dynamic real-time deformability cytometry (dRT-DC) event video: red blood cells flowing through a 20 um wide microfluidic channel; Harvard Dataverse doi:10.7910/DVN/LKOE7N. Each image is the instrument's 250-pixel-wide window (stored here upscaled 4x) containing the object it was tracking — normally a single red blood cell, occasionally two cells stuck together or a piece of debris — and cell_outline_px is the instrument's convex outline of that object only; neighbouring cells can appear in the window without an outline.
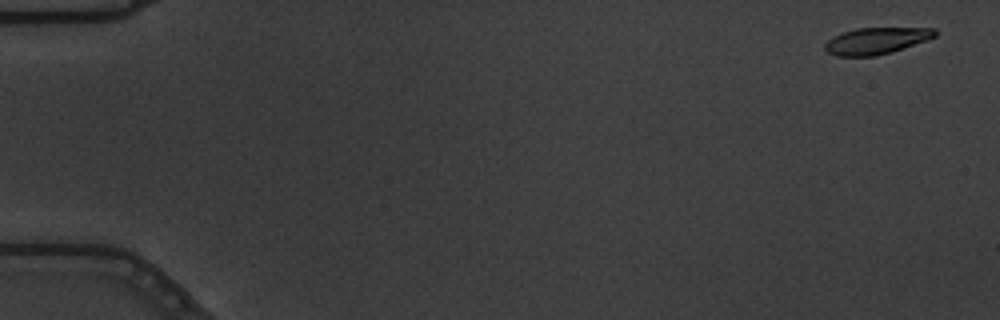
{"species": "common noctule bat (a hibernating species)", "species_latin": "Nyctalus noctula", "temperature_condition": "warm", "stored_images_in_passage": 57, "camera_frame_rate_fps": 3000, "um_per_image_px": 0.085, "animal": {"sex": "male", "body_mass_g": 19.5, "forearm_length_mm": 54.6}, "frame": {"image": 1, "passage_image": 3, "time_ms": 0.667, "image_size_px": [1000, 320], "cell_outline_px": [[936, 36], [928, 40], [892, 52], [876, 56], [836, 56], [828, 52], [824, 48], [824, 44], [828, 40], [844, 32], [856, 28], [936, 28]], "centroid_in_image_um": [74.51, 3.47], "position_along_channel_um": 10.5, "area_um2": 16.99}}
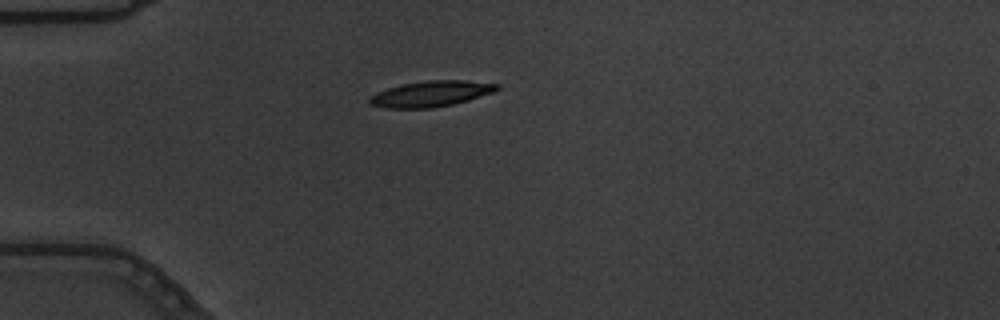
{"frame": {"image": 2, "passage_image": 17, "time_ms": 5.333, "image_size_px": [1000, 320], "cell_outline_px": [[500, 88], [492, 92], [468, 100], [452, 104], [432, 108], [384, 108], [372, 104], [368, 100], [376, 92], [388, 88], [404, 84], [428, 80], [464, 80], [500, 84]], "centroid_in_image_um": [36.65, 7.97], "position_along_channel_um": 48.4, "area_um2": 18.9}}
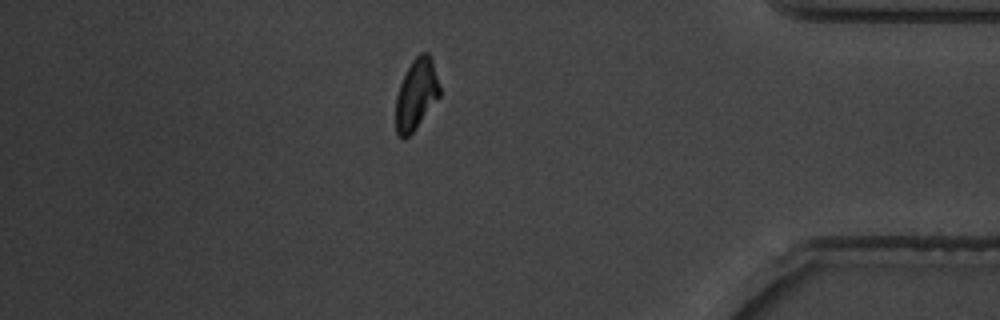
{"frame": {"image": 3, "passage_image": 50, "time_ms": 16.333, "image_size_px": [1000, 320], "cell_outline_px": [[440, 96], [416, 128], [404, 140], [396, 132], [396, 96], [400, 84], [412, 60], [420, 52], [428, 52], [432, 60], [440, 88]], "centroid_in_image_um": [35.38, 8.02], "position_along_channel_um": 399.8, "area_um2": 17.92}, "authors_computed_cell_mechanics": {"area_um2": 18.8428, "velocity_mm_per_s": 3.6515, "shape_relaxation_time_tau1_ms": 2.7228, "shape_relaxation_time_tau2_ms": 3.438, "deformation_change_tau1": 0.1531, "deformation_change_tau2": 0.0849}}